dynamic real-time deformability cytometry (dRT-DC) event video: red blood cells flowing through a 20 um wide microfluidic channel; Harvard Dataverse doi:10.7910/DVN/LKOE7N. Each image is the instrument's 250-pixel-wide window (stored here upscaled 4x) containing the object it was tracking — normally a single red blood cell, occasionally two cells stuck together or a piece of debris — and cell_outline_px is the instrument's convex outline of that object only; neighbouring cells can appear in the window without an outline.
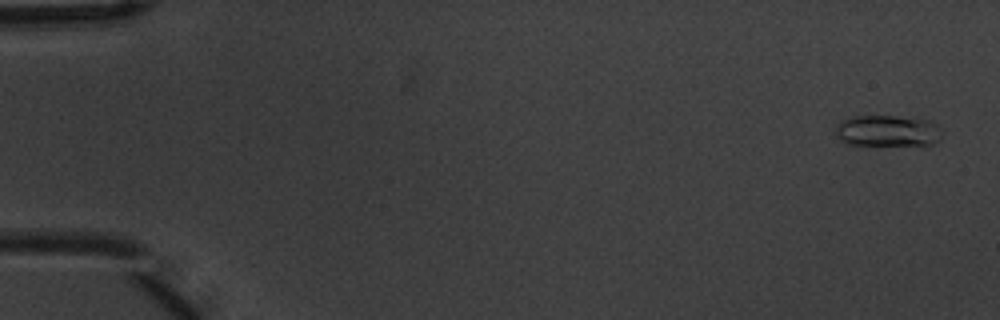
{"species": "common noctule bat (a hibernating species)", "species_latin": "Nyctalus noctula", "temperature_condition": "warm", "stored_images_in_passage": 5, "camera_frame_rate_fps": 3000, "um_per_image_px": 0.085, "animal": {"sex": "male", "body_mass_g": 20.1, "forearm_length_mm": 53.5}, "frame": {"image": 1, "passage_image": 1, "time_ms": 0.0, "image_size_px": [1000, 320], "cell_outline_px": [[940, 140], [924, 148], [848, 144], [840, 140], [836, 136], [836, 124], [840, 120], [856, 116], [896, 116], [932, 120], [940, 128]], "centroid_in_image_um": [75.5, 11.17], "position_along_channel_um": 9.5, "area_um2": 20.46}}
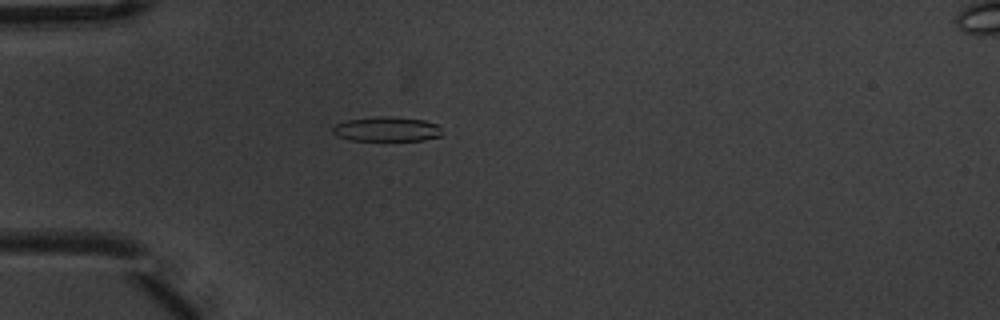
{"frame": {"image": 2, "passage_image": 5, "time_ms": 1.333, "image_size_px": [1000, 320], "cell_outline_px": [[440, 136], [424, 140], [348, 140], [336, 136], [332, 132], [332, 128], [336, 124], [348, 120], [376, 116], [392, 116], [424, 120], [436, 124], [440, 128]], "centroid_in_image_um": [32.84, 10.97], "position_along_channel_um": 52.2, "area_um2": 15.66}}